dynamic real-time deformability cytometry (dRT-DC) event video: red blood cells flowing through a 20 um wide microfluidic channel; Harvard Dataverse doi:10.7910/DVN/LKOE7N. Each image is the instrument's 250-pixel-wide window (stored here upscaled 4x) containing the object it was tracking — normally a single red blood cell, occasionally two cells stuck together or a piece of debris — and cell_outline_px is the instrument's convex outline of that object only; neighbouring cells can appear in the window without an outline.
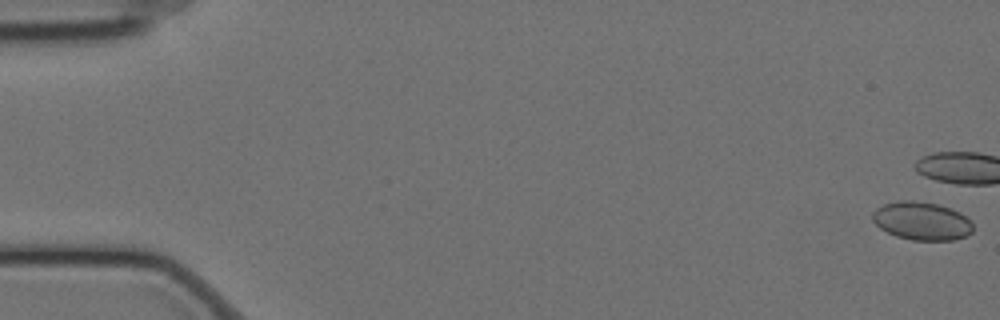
{"species": "Egyptian fruit bat (a non-hibernating species)", "species_latin": "Rousettus aegyptiacus", "temperature_condition": "cold", "stored_images_in_passage": 7, "camera_frame_rate_fps": 3000, "um_per_image_px": 0.085, "animal": {"sex": "female"}, "frame": {"image": 1, "passage_image": 1, "time_ms": 0.0, "image_size_px": [1000, 320], "cell_outline_px": [[972, 232], [964, 236], [952, 240], [912, 240], [896, 236], [880, 228], [872, 220], [872, 212], [876, 208], [884, 204], [896, 200], [912, 200], [936, 204], [960, 212], [972, 220]], "centroid_in_image_um": [78.33, 18.77], "position_along_channel_um": 6.7, "area_um2": 22.37}}